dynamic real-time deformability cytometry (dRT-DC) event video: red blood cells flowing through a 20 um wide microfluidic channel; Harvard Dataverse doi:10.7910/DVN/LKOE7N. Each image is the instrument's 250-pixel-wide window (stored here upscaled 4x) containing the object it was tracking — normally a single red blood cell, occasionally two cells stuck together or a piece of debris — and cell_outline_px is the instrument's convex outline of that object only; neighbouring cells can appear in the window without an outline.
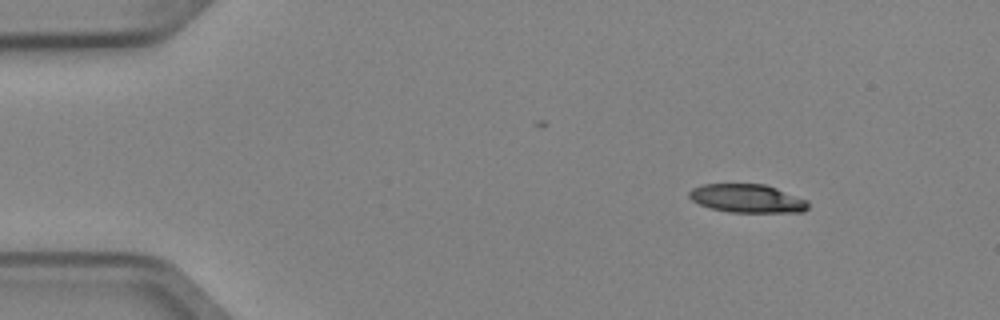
{"species": "Egyptian fruit bat (a non-hibernating species)", "species_latin": "Rousettus aegyptiacus", "temperature_condition": "cold", "stored_images_in_passage": 4, "segment_of_instrument_passage": [1, 2], "camera_frame_rate_fps": 3000, "um_per_image_px": 0.085, "animal": {"sex": "female"}, "frame": {"image": 1, "passage_image": 1, "time_ms": 0.0, "image_size_px": [1000, 320], "cell_outline_px": [[808, 208], [804, 212], [728, 212], [712, 208], [700, 204], [692, 200], [688, 196], [688, 192], [692, 188], [704, 184], [764, 184], [776, 188], [808, 200]], "centroid_in_image_um": [63.52, 16.87], "position_along_channel_um": 21.5, "area_um2": 19.65}}